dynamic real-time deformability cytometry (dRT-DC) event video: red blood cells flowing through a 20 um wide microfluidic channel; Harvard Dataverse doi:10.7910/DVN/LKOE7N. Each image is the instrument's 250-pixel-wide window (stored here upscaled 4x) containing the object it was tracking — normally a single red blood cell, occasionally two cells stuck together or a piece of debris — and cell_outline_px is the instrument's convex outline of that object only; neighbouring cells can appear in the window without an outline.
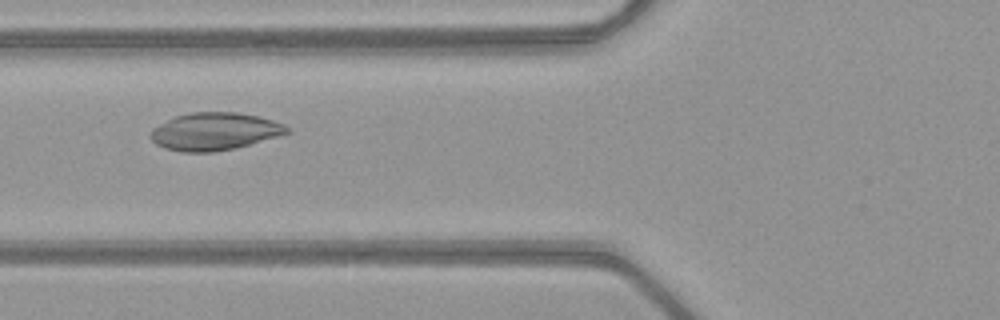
{"species": "common noctule bat (a hibernating species)", "species_latin": "Nyctalus noctula", "temperature_condition": "warm", "stored_images_in_passage": 49, "camera_frame_rate_fps": 3000, "um_per_image_px": 0.085, "animal": {"sex": "female", "body_mass_g": 21.9}, "frame": {"image": 1, "passage_image": 18, "time_ms": 5.667, "image_size_px": [1000, 320], "cell_outline_px": [[292, 132], [280, 136], [236, 148], [212, 152], [180, 152], [164, 148], [156, 144], [148, 136], [148, 132], [152, 128], [176, 116], [192, 112], [240, 112], [272, 120], [284, 124], [292, 128]], "centroid_in_image_um": [18.25, 11.18], "position_along_channel_um": 107.5, "area_um2": 30.17}}
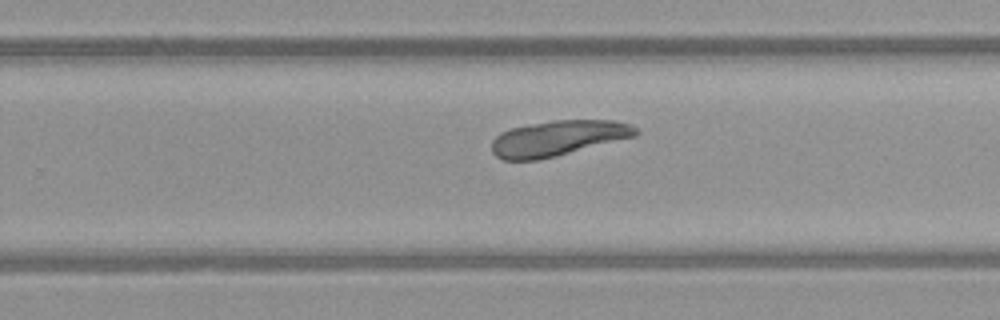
{"frame": {"image": 2, "passage_image": 31, "time_ms": 10.0, "image_size_px": [1000, 320], "cell_outline_px": [[640, 132], [636, 136], [540, 160], [504, 160], [496, 156], [492, 152], [492, 140], [500, 132], [512, 128], [552, 120], [612, 120], [632, 124]], "centroid_in_image_um": [47.44, 11.75], "position_along_channel_um": 282.4, "area_um2": 29.71}}
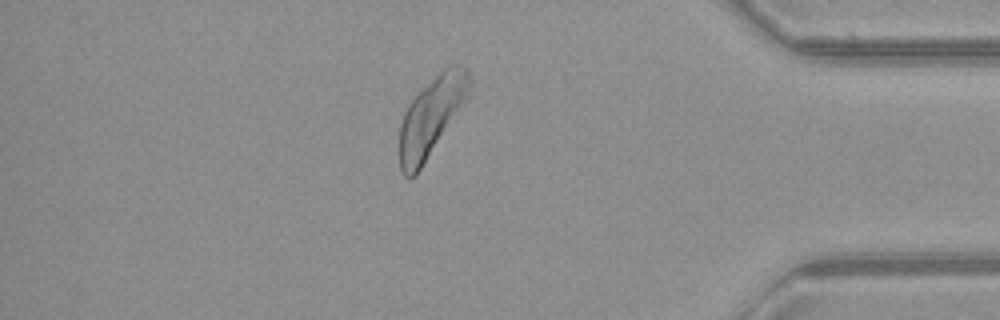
{"frame": {"image": 3, "passage_image": 42, "time_ms": 13.667, "image_size_px": [1000, 320], "cell_outline_px": [[472, 84], [468, 96], [416, 176], [408, 180], [400, 172], [400, 124], [404, 112], [408, 104], [444, 68], [452, 64], [460, 64], [468, 68], [472, 80]], "centroid_in_image_um": [36.67, 9.91], "position_along_channel_um": 398.5, "area_um2": 31.79}}